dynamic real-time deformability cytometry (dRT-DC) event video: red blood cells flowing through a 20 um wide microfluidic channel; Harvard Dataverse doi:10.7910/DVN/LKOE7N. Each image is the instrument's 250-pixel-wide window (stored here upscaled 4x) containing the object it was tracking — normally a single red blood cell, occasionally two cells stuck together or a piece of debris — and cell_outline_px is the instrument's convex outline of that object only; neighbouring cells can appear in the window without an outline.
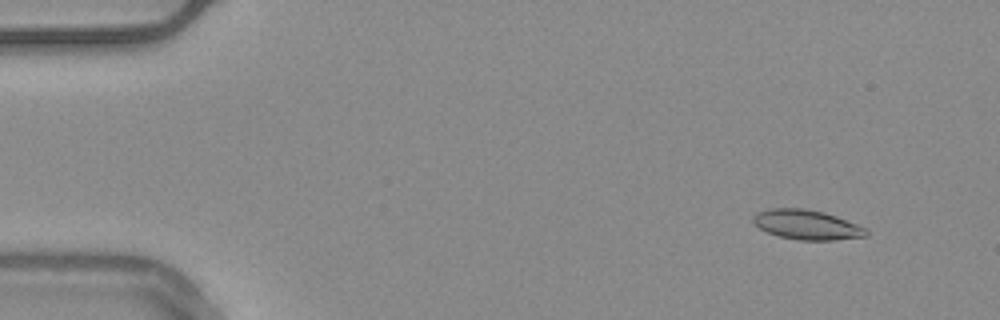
{"species": "common noctule bat (a hibernating species)", "species_latin": "Nyctalus noctula", "temperature_condition": "warm", "stored_images_in_passage": 50, "camera_frame_rate_fps": 3000, "um_per_image_px": 0.085, "animal": {"sex": "male", "body_mass_g": 20.4}, "frame": {"image": 1, "passage_image": 1, "time_ms": 0.0, "image_size_px": [1000, 320], "cell_outline_px": [[868, 236], [832, 240], [800, 240], [780, 236], [768, 232], [752, 224], [752, 216], [756, 212], [768, 208], [804, 208], [824, 212], [836, 216], [856, 224], [864, 228], [868, 232]], "centroid_in_image_um": [68.53, 19.09], "position_along_channel_um": 16.5, "area_um2": 19.54}}
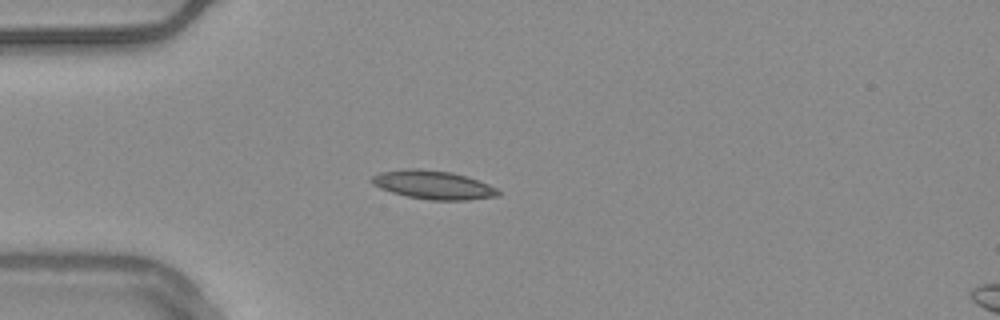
{"frame": {"image": 2, "passage_image": 11, "time_ms": 3.333, "image_size_px": [1000, 320], "cell_outline_px": [[500, 196], [468, 200], [428, 200], [408, 196], [392, 192], [380, 188], [372, 184], [368, 180], [372, 176], [380, 172], [408, 168], [420, 168], [452, 172], [468, 176], [488, 184], [496, 188], [500, 192]], "centroid_in_image_um": [36.82, 15.71], "position_along_channel_um": 48.2, "area_um2": 21.27}}
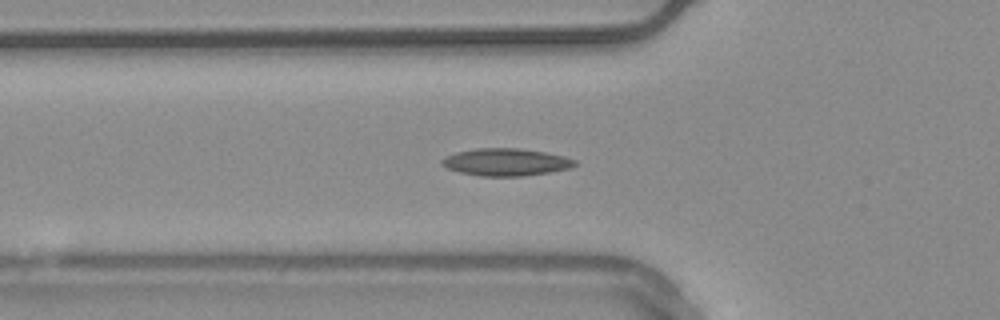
{"frame": {"image": 3, "passage_image": 15, "time_ms": 4.667, "image_size_px": [1000, 320], "cell_outline_px": [[576, 164], [572, 168], [524, 176], [480, 176], [460, 172], [448, 168], [440, 164], [440, 160], [444, 156], [456, 152], [476, 148], [520, 148], [544, 152], [564, 156], [576, 160]], "centroid_in_image_um": [42.98, 13.77], "position_along_channel_um": 82.8, "area_um2": 21.27}, "authors_computed_cell_mechanics": {"area_um2": 19.3919, "velocity_mm_per_s": 3.7569, "shape_relaxation_time_tau1_ms": 11.1983, "shape_relaxation_time_tau2_ms": 2.8386, "deformation_change_tau1": 0.2215, "deformation_change_tau2": 0.0881}}